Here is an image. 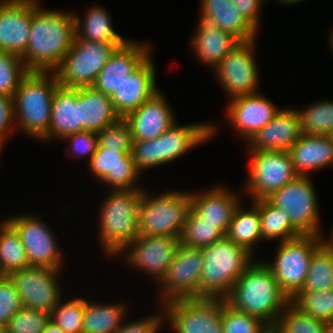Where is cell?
Listing matches in <instances>:
<instances>
[{"mask_svg": "<svg viewBox=\"0 0 333 333\" xmlns=\"http://www.w3.org/2000/svg\"><path fill=\"white\" fill-rule=\"evenodd\" d=\"M75 39L74 15L38 9L32 14L29 43L21 56L28 71H55Z\"/></svg>", "mask_w": 333, "mask_h": 333, "instance_id": "cell-1", "label": "cell"}, {"mask_svg": "<svg viewBox=\"0 0 333 333\" xmlns=\"http://www.w3.org/2000/svg\"><path fill=\"white\" fill-rule=\"evenodd\" d=\"M224 299L235 310L259 318L268 327L276 325L290 302L270 268L261 262L252 263Z\"/></svg>", "mask_w": 333, "mask_h": 333, "instance_id": "cell-2", "label": "cell"}, {"mask_svg": "<svg viewBox=\"0 0 333 333\" xmlns=\"http://www.w3.org/2000/svg\"><path fill=\"white\" fill-rule=\"evenodd\" d=\"M201 250L204 261L199 298H225L240 275L254 262L247 249L226 237Z\"/></svg>", "mask_w": 333, "mask_h": 333, "instance_id": "cell-3", "label": "cell"}, {"mask_svg": "<svg viewBox=\"0 0 333 333\" xmlns=\"http://www.w3.org/2000/svg\"><path fill=\"white\" fill-rule=\"evenodd\" d=\"M48 73L29 71L22 78L13 96L14 117H19L18 126L28 135L38 139L48 132L52 99L59 86L57 75L52 72L53 75L48 79Z\"/></svg>", "mask_w": 333, "mask_h": 333, "instance_id": "cell-4", "label": "cell"}, {"mask_svg": "<svg viewBox=\"0 0 333 333\" xmlns=\"http://www.w3.org/2000/svg\"><path fill=\"white\" fill-rule=\"evenodd\" d=\"M143 190H113L100 210V239L108 254H119L139 235L138 203Z\"/></svg>", "mask_w": 333, "mask_h": 333, "instance_id": "cell-5", "label": "cell"}, {"mask_svg": "<svg viewBox=\"0 0 333 333\" xmlns=\"http://www.w3.org/2000/svg\"><path fill=\"white\" fill-rule=\"evenodd\" d=\"M190 208L189 192L148 197L143 191L138 203L139 235L180 238Z\"/></svg>", "mask_w": 333, "mask_h": 333, "instance_id": "cell-6", "label": "cell"}, {"mask_svg": "<svg viewBox=\"0 0 333 333\" xmlns=\"http://www.w3.org/2000/svg\"><path fill=\"white\" fill-rule=\"evenodd\" d=\"M117 48L116 44L74 39L72 47L54 71L59 85L67 88L92 86Z\"/></svg>", "mask_w": 333, "mask_h": 333, "instance_id": "cell-7", "label": "cell"}, {"mask_svg": "<svg viewBox=\"0 0 333 333\" xmlns=\"http://www.w3.org/2000/svg\"><path fill=\"white\" fill-rule=\"evenodd\" d=\"M319 235H301L280 242L273 263H265L291 300L303 287L312 253L323 242Z\"/></svg>", "mask_w": 333, "mask_h": 333, "instance_id": "cell-8", "label": "cell"}, {"mask_svg": "<svg viewBox=\"0 0 333 333\" xmlns=\"http://www.w3.org/2000/svg\"><path fill=\"white\" fill-rule=\"evenodd\" d=\"M314 187L308 176H297L267 199L276 207L283 209L292 226L301 235H319L318 205Z\"/></svg>", "mask_w": 333, "mask_h": 333, "instance_id": "cell-9", "label": "cell"}, {"mask_svg": "<svg viewBox=\"0 0 333 333\" xmlns=\"http://www.w3.org/2000/svg\"><path fill=\"white\" fill-rule=\"evenodd\" d=\"M164 307L176 333H222V298L173 299Z\"/></svg>", "mask_w": 333, "mask_h": 333, "instance_id": "cell-10", "label": "cell"}, {"mask_svg": "<svg viewBox=\"0 0 333 333\" xmlns=\"http://www.w3.org/2000/svg\"><path fill=\"white\" fill-rule=\"evenodd\" d=\"M247 192L253 200L269 197L298 175L288 151H250Z\"/></svg>", "mask_w": 333, "mask_h": 333, "instance_id": "cell-11", "label": "cell"}, {"mask_svg": "<svg viewBox=\"0 0 333 333\" xmlns=\"http://www.w3.org/2000/svg\"><path fill=\"white\" fill-rule=\"evenodd\" d=\"M59 271L29 266L11 272L8 278L14 284L23 307L50 314L61 299L60 287L56 280Z\"/></svg>", "mask_w": 333, "mask_h": 333, "instance_id": "cell-12", "label": "cell"}, {"mask_svg": "<svg viewBox=\"0 0 333 333\" xmlns=\"http://www.w3.org/2000/svg\"><path fill=\"white\" fill-rule=\"evenodd\" d=\"M5 221L17 232L25 248L29 266L60 270L61 255L55 235L35 216L21 215Z\"/></svg>", "mask_w": 333, "mask_h": 333, "instance_id": "cell-13", "label": "cell"}, {"mask_svg": "<svg viewBox=\"0 0 333 333\" xmlns=\"http://www.w3.org/2000/svg\"><path fill=\"white\" fill-rule=\"evenodd\" d=\"M201 248L180 244L175 257L160 281L164 303L173 299L199 298V281L203 268Z\"/></svg>", "mask_w": 333, "mask_h": 333, "instance_id": "cell-14", "label": "cell"}, {"mask_svg": "<svg viewBox=\"0 0 333 333\" xmlns=\"http://www.w3.org/2000/svg\"><path fill=\"white\" fill-rule=\"evenodd\" d=\"M255 41L240 42L214 67L222 87L233 98L257 94L258 69L253 58Z\"/></svg>", "mask_w": 333, "mask_h": 333, "instance_id": "cell-15", "label": "cell"}, {"mask_svg": "<svg viewBox=\"0 0 333 333\" xmlns=\"http://www.w3.org/2000/svg\"><path fill=\"white\" fill-rule=\"evenodd\" d=\"M180 244L179 238L138 235L122 252L130 250L126 261L143 271L150 272L159 282L164 277Z\"/></svg>", "mask_w": 333, "mask_h": 333, "instance_id": "cell-16", "label": "cell"}, {"mask_svg": "<svg viewBox=\"0 0 333 333\" xmlns=\"http://www.w3.org/2000/svg\"><path fill=\"white\" fill-rule=\"evenodd\" d=\"M38 9L36 0L0 2V51L20 57L29 43L32 14Z\"/></svg>", "mask_w": 333, "mask_h": 333, "instance_id": "cell-17", "label": "cell"}, {"mask_svg": "<svg viewBox=\"0 0 333 333\" xmlns=\"http://www.w3.org/2000/svg\"><path fill=\"white\" fill-rule=\"evenodd\" d=\"M149 47L127 41L110 56L92 87L112 96L123 81L133 73L148 57Z\"/></svg>", "mask_w": 333, "mask_h": 333, "instance_id": "cell-18", "label": "cell"}, {"mask_svg": "<svg viewBox=\"0 0 333 333\" xmlns=\"http://www.w3.org/2000/svg\"><path fill=\"white\" fill-rule=\"evenodd\" d=\"M89 167L96 178L111 185L113 190L138 189L134 184L140 171L131 154H124L117 149L97 147L89 159Z\"/></svg>", "mask_w": 333, "mask_h": 333, "instance_id": "cell-19", "label": "cell"}, {"mask_svg": "<svg viewBox=\"0 0 333 333\" xmlns=\"http://www.w3.org/2000/svg\"><path fill=\"white\" fill-rule=\"evenodd\" d=\"M174 118L160 91L124 117L133 141L156 139L176 122Z\"/></svg>", "mask_w": 333, "mask_h": 333, "instance_id": "cell-20", "label": "cell"}, {"mask_svg": "<svg viewBox=\"0 0 333 333\" xmlns=\"http://www.w3.org/2000/svg\"><path fill=\"white\" fill-rule=\"evenodd\" d=\"M228 117L247 141L266 126L280 111L263 95L239 96L230 100Z\"/></svg>", "mask_w": 333, "mask_h": 333, "instance_id": "cell-21", "label": "cell"}, {"mask_svg": "<svg viewBox=\"0 0 333 333\" xmlns=\"http://www.w3.org/2000/svg\"><path fill=\"white\" fill-rule=\"evenodd\" d=\"M150 56L120 85L110 97L116 113L124 118L159 91Z\"/></svg>", "mask_w": 333, "mask_h": 333, "instance_id": "cell-22", "label": "cell"}, {"mask_svg": "<svg viewBox=\"0 0 333 333\" xmlns=\"http://www.w3.org/2000/svg\"><path fill=\"white\" fill-rule=\"evenodd\" d=\"M301 137L296 110L287 108L281 109L248 142L250 151H288Z\"/></svg>", "mask_w": 333, "mask_h": 333, "instance_id": "cell-23", "label": "cell"}, {"mask_svg": "<svg viewBox=\"0 0 333 333\" xmlns=\"http://www.w3.org/2000/svg\"><path fill=\"white\" fill-rule=\"evenodd\" d=\"M79 105V131L100 132L120 119L110 96L92 86L77 88Z\"/></svg>", "mask_w": 333, "mask_h": 333, "instance_id": "cell-24", "label": "cell"}, {"mask_svg": "<svg viewBox=\"0 0 333 333\" xmlns=\"http://www.w3.org/2000/svg\"><path fill=\"white\" fill-rule=\"evenodd\" d=\"M191 210L200 218L215 224L226 234L235 208L239 204L235 195L226 188L217 187L203 193H190Z\"/></svg>", "mask_w": 333, "mask_h": 333, "instance_id": "cell-25", "label": "cell"}, {"mask_svg": "<svg viewBox=\"0 0 333 333\" xmlns=\"http://www.w3.org/2000/svg\"><path fill=\"white\" fill-rule=\"evenodd\" d=\"M213 124H193L178 126L174 123L158 137L159 165L170 162L183 155L215 134Z\"/></svg>", "mask_w": 333, "mask_h": 333, "instance_id": "cell-26", "label": "cell"}, {"mask_svg": "<svg viewBox=\"0 0 333 333\" xmlns=\"http://www.w3.org/2000/svg\"><path fill=\"white\" fill-rule=\"evenodd\" d=\"M200 20L207 21L239 42L255 40L256 29L242 16L232 0H201Z\"/></svg>", "mask_w": 333, "mask_h": 333, "instance_id": "cell-27", "label": "cell"}, {"mask_svg": "<svg viewBox=\"0 0 333 333\" xmlns=\"http://www.w3.org/2000/svg\"><path fill=\"white\" fill-rule=\"evenodd\" d=\"M298 176H308L311 170L333 165L331 136L302 135L288 150Z\"/></svg>", "mask_w": 333, "mask_h": 333, "instance_id": "cell-28", "label": "cell"}, {"mask_svg": "<svg viewBox=\"0 0 333 333\" xmlns=\"http://www.w3.org/2000/svg\"><path fill=\"white\" fill-rule=\"evenodd\" d=\"M79 132L77 88L58 86L52 99V114L48 132L41 138H65Z\"/></svg>", "mask_w": 333, "mask_h": 333, "instance_id": "cell-29", "label": "cell"}, {"mask_svg": "<svg viewBox=\"0 0 333 333\" xmlns=\"http://www.w3.org/2000/svg\"><path fill=\"white\" fill-rule=\"evenodd\" d=\"M192 40L191 44L198 58L213 67H216L240 43L231 34L203 20H200L197 33Z\"/></svg>", "mask_w": 333, "mask_h": 333, "instance_id": "cell-30", "label": "cell"}, {"mask_svg": "<svg viewBox=\"0 0 333 333\" xmlns=\"http://www.w3.org/2000/svg\"><path fill=\"white\" fill-rule=\"evenodd\" d=\"M110 21L111 19L108 13H106V10L98 6L91 7L90 10H88L84 21H82L79 16L74 15L75 39L111 43L121 47L128 40L122 38L121 35L115 32Z\"/></svg>", "mask_w": 333, "mask_h": 333, "instance_id": "cell-31", "label": "cell"}, {"mask_svg": "<svg viewBox=\"0 0 333 333\" xmlns=\"http://www.w3.org/2000/svg\"><path fill=\"white\" fill-rule=\"evenodd\" d=\"M251 210L244 211L241 206L234 210L225 237L235 244L247 249L251 254L253 246L261 239V223L259 216V199L254 200ZM241 207V208H240Z\"/></svg>", "mask_w": 333, "mask_h": 333, "instance_id": "cell-32", "label": "cell"}, {"mask_svg": "<svg viewBox=\"0 0 333 333\" xmlns=\"http://www.w3.org/2000/svg\"><path fill=\"white\" fill-rule=\"evenodd\" d=\"M124 305H98L85 300L83 333H115L122 324Z\"/></svg>", "mask_w": 333, "mask_h": 333, "instance_id": "cell-33", "label": "cell"}, {"mask_svg": "<svg viewBox=\"0 0 333 333\" xmlns=\"http://www.w3.org/2000/svg\"><path fill=\"white\" fill-rule=\"evenodd\" d=\"M261 238H280L281 242L294 239L301 234L292 226L289 215L273 205L267 198L259 199Z\"/></svg>", "mask_w": 333, "mask_h": 333, "instance_id": "cell-34", "label": "cell"}, {"mask_svg": "<svg viewBox=\"0 0 333 333\" xmlns=\"http://www.w3.org/2000/svg\"><path fill=\"white\" fill-rule=\"evenodd\" d=\"M333 289V248L322 242L312 253L310 267L300 291Z\"/></svg>", "mask_w": 333, "mask_h": 333, "instance_id": "cell-35", "label": "cell"}, {"mask_svg": "<svg viewBox=\"0 0 333 333\" xmlns=\"http://www.w3.org/2000/svg\"><path fill=\"white\" fill-rule=\"evenodd\" d=\"M29 267L25 248L17 232L6 222L0 225V276Z\"/></svg>", "mask_w": 333, "mask_h": 333, "instance_id": "cell-36", "label": "cell"}, {"mask_svg": "<svg viewBox=\"0 0 333 333\" xmlns=\"http://www.w3.org/2000/svg\"><path fill=\"white\" fill-rule=\"evenodd\" d=\"M302 135L330 136L333 132V102L321 101L296 111Z\"/></svg>", "mask_w": 333, "mask_h": 333, "instance_id": "cell-37", "label": "cell"}, {"mask_svg": "<svg viewBox=\"0 0 333 333\" xmlns=\"http://www.w3.org/2000/svg\"><path fill=\"white\" fill-rule=\"evenodd\" d=\"M225 234L213 223L201 221L190 209L180 236V243L189 248H202L219 241Z\"/></svg>", "mask_w": 333, "mask_h": 333, "instance_id": "cell-38", "label": "cell"}, {"mask_svg": "<svg viewBox=\"0 0 333 333\" xmlns=\"http://www.w3.org/2000/svg\"><path fill=\"white\" fill-rule=\"evenodd\" d=\"M273 328L277 333H327L328 324L302 312L290 301Z\"/></svg>", "mask_w": 333, "mask_h": 333, "instance_id": "cell-39", "label": "cell"}, {"mask_svg": "<svg viewBox=\"0 0 333 333\" xmlns=\"http://www.w3.org/2000/svg\"><path fill=\"white\" fill-rule=\"evenodd\" d=\"M302 312L326 322L333 321V289L327 291H299L291 300Z\"/></svg>", "mask_w": 333, "mask_h": 333, "instance_id": "cell-40", "label": "cell"}, {"mask_svg": "<svg viewBox=\"0 0 333 333\" xmlns=\"http://www.w3.org/2000/svg\"><path fill=\"white\" fill-rule=\"evenodd\" d=\"M60 302L51 311L50 321L66 333H83L85 299H72L63 305Z\"/></svg>", "mask_w": 333, "mask_h": 333, "instance_id": "cell-41", "label": "cell"}, {"mask_svg": "<svg viewBox=\"0 0 333 333\" xmlns=\"http://www.w3.org/2000/svg\"><path fill=\"white\" fill-rule=\"evenodd\" d=\"M28 72L19 55L0 51V94L13 98L22 78Z\"/></svg>", "mask_w": 333, "mask_h": 333, "instance_id": "cell-42", "label": "cell"}, {"mask_svg": "<svg viewBox=\"0 0 333 333\" xmlns=\"http://www.w3.org/2000/svg\"><path fill=\"white\" fill-rule=\"evenodd\" d=\"M268 328L259 318L235 310L222 298V333H264Z\"/></svg>", "mask_w": 333, "mask_h": 333, "instance_id": "cell-43", "label": "cell"}, {"mask_svg": "<svg viewBox=\"0 0 333 333\" xmlns=\"http://www.w3.org/2000/svg\"><path fill=\"white\" fill-rule=\"evenodd\" d=\"M49 321V313L22 306L8 321L5 333H42Z\"/></svg>", "mask_w": 333, "mask_h": 333, "instance_id": "cell-44", "label": "cell"}, {"mask_svg": "<svg viewBox=\"0 0 333 333\" xmlns=\"http://www.w3.org/2000/svg\"><path fill=\"white\" fill-rule=\"evenodd\" d=\"M97 136V147L117 149L124 154H131L132 152L133 137L129 125L124 118H120L115 123L106 126L97 133Z\"/></svg>", "mask_w": 333, "mask_h": 333, "instance_id": "cell-45", "label": "cell"}, {"mask_svg": "<svg viewBox=\"0 0 333 333\" xmlns=\"http://www.w3.org/2000/svg\"><path fill=\"white\" fill-rule=\"evenodd\" d=\"M21 307L14 284L8 276H0V324L5 327Z\"/></svg>", "mask_w": 333, "mask_h": 333, "instance_id": "cell-46", "label": "cell"}, {"mask_svg": "<svg viewBox=\"0 0 333 333\" xmlns=\"http://www.w3.org/2000/svg\"><path fill=\"white\" fill-rule=\"evenodd\" d=\"M131 155L140 172L145 168L159 166L158 137L154 140L133 141Z\"/></svg>", "mask_w": 333, "mask_h": 333, "instance_id": "cell-47", "label": "cell"}, {"mask_svg": "<svg viewBox=\"0 0 333 333\" xmlns=\"http://www.w3.org/2000/svg\"><path fill=\"white\" fill-rule=\"evenodd\" d=\"M64 139L71 140L72 151L79 156L87 154L91 159L96 152L98 136L95 132L82 130L75 134L66 136Z\"/></svg>", "mask_w": 333, "mask_h": 333, "instance_id": "cell-48", "label": "cell"}, {"mask_svg": "<svg viewBox=\"0 0 333 333\" xmlns=\"http://www.w3.org/2000/svg\"><path fill=\"white\" fill-rule=\"evenodd\" d=\"M14 118L13 98L0 94V150L5 137H7L6 133L9 131L12 133L14 126H16L12 124Z\"/></svg>", "mask_w": 333, "mask_h": 333, "instance_id": "cell-49", "label": "cell"}, {"mask_svg": "<svg viewBox=\"0 0 333 333\" xmlns=\"http://www.w3.org/2000/svg\"><path fill=\"white\" fill-rule=\"evenodd\" d=\"M163 317L161 314L131 324H124L115 333H157L161 322L164 320Z\"/></svg>", "mask_w": 333, "mask_h": 333, "instance_id": "cell-50", "label": "cell"}, {"mask_svg": "<svg viewBox=\"0 0 333 333\" xmlns=\"http://www.w3.org/2000/svg\"><path fill=\"white\" fill-rule=\"evenodd\" d=\"M242 16L257 30L260 5L262 0H232Z\"/></svg>", "mask_w": 333, "mask_h": 333, "instance_id": "cell-51", "label": "cell"}, {"mask_svg": "<svg viewBox=\"0 0 333 333\" xmlns=\"http://www.w3.org/2000/svg\"><path fill=\"white\" fill-rule=\"evenodd\" d=\"M42 333H66L59 326L55 325L52 321H49L45 326Z\"/></svg>", "mask_w": 333, "mask_h": 333, "instance_id": "cell-52", "label": "cell"}, {"mask_svg": "<svg viewBox=\"0 0 333 333\" xmlns=\"http://www.w3.org/2000/svg\"><path fill=\"white\" fill-rule=\"evenodd\" d=\"M331 235H333V227H332V234ZM333 237V236H332ZM323 242L327 245V246H329V247H331V248H333V238H332V240L330 239V241H325V240H323Z\"/></svg>", "mask_w": 333, "mask_h": 333, "instance_id": "cell-53", "label": "cell"}, {"mask_svg": "<svg viewBox=\"0 0 333 333\" xmlns=\"http://www.w3.org/2000/svg\"><path fill=\"white\" fill-rule=\"evenodd\" d=\"M281 2H284L285 4L289 3V4H294L297 3L298 1H302V0H280Z\"/></svg>", "mask_w": 333, "mask_h": 333, "instance_id": "cell-54", "label": "cell"}, {"mask_svg": "<svg viewBox=\"0 0 333 333\" xmlns=\"http://www.w3.org/2000/svg\"><path fill=\"white\" fill-rule=\"evenodd\" d=\"M327 333H333V321L328 323Z\"/></svg>", "mask_w": 333, "mask_h": 333, "instance_id": "cell-55", "label": "cell"}, {"mask_svg": "<svg viewBox=\"0 0 333 333\" xmlns=\"http://www.w3.org/2000/svg\"><path fill=\"white\" fill-rule=\"evenodd\" d=\"M264 333H277L273 327H269Z\"/></svg>", "mask_w": 333, "mask_h": 333, "instance_id": "cell-56", "label": "cell"}, {"mask_svg": "<svg viewBox=\"0 0 333 333\" xmlns=\"http://www.w3.org/2000/svg\"><path fill=\"white\" fill-rule=\"evenodd\" d=\"M330 43H331V47L333 49V32L331 33V36H330Z\"/></svg>", "mask_w": 333, "mask_h": 333, "instance_id": "cell-57", "label": "cell"}, {"mask_svg": "<svg viewBox=\"0 0 333 333\" xmlns=\"http://www.w3.org/2000/svg\"><path fill=\"white\" fill-rule=\"evenodd\" d=\"M0 333H5V327L0 324Z\"/></svg>", "mask_w": 333, "mask_h": 333, "instance_id": "cell-58", "label": "cell"}]
</instances>
